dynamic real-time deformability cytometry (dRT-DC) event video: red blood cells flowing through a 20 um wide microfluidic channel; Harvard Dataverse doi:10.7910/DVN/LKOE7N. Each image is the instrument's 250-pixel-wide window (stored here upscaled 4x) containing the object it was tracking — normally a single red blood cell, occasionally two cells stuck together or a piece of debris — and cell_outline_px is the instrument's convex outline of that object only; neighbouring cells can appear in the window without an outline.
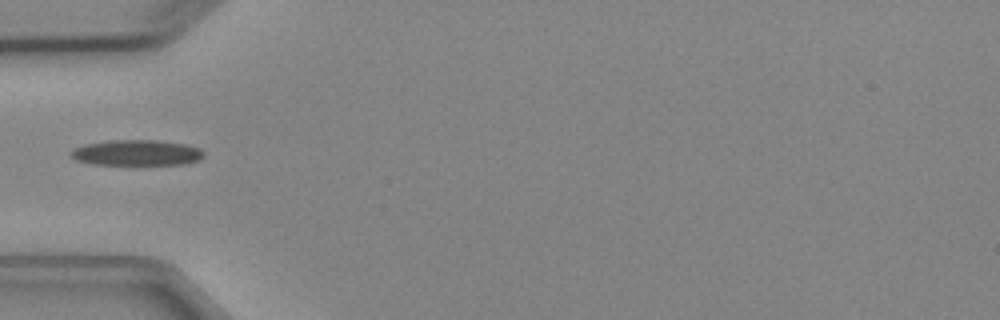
{"species": "Egyptian fruit bat (a non-hibernating species)", "species_latin": "Rousettus aegyptiacus", "temperature_condition": "cold", "stored_images_in_passage": 6, "camera_frame_rate_fps": 3000, "um_per_image_px": 0.085, "animal": {"sex": "female"}, "frame": {"image": 1, "passage_image": 5, "time_ms": 5.667, "image_size_px": [1000, 320], "cell_outline_px": [[204, 156], [200, 160], [184, 164], [92, 164], [76, 160], [68, 152], [72, 148], [84, 144], [108, 140], [156, 140], [184, 144], [200, 148], [204, 152]], "centroid_in_image_um": [11.59, 12.97], "position_along_channel_um": 73.4, "area_um2": 19.94}}